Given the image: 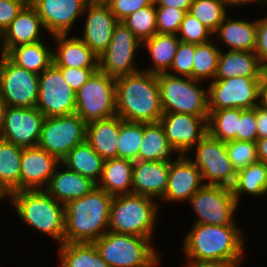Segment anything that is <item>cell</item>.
I'll use <instances>...</instances> for the list:
<instances>
[{"mask_svg": "<svg viewBox=\"0 0 267 267\" xmlns=\"http://www.w3.org/2000/svg\"><path fill=\"white\" fill-rule=\"evenodd\" d=\"M255 118L257 122L258 139L267 137V109L257 105L255 106Z\"/></svg>", "mask_w": 267, "mask_h": 267, "instance_id": "816d5d0a", "label": "cell"}, {"mask_svg": "<svg viewBox=\"0 0 267 267\" xmlns=\"http://www.w3.org/2000/svg\"><path fill=\"white\" fill-rule=\"evenodd\" d=\"M173 155L177 157L173 158ZM179 156V152L168 142L160 121L143 123V138L138 151V160L171 163Z\"/></svg>", "mask_w": 267, "mask_h": 267, "instance_id": "f1b7e54d", "label": "cell"}, {"mask_svg": "<svg viewBox=\"0 0 267 267\" xmlns=\"http://www.w3.org/2000/svg\"><path fill=\"white\" fill-rule=\"evenodd\" d=\"M44 32L45 28L36 9L32 5H25L0 35V54L6 55L19 45L42 41L46 37Z\"/></svg>", "mask_w": 267, "mask_h": 267, "instance_id": "7402d4cb", "label": "cell"}, {"mask_svg": "<svg viewBox=\"0 0 267 267\" xmlns=\"http://www.w3.org/2000/svg\"><path fill=\"white\" fill-rule=\"evenodd\" d=\"M133 163L123 158L104 160L97 187L112 196L132 194Z\"/></svg>", "mask_w": 267, "mask_h": 267, "instance_id": "f546056e", "label": "cell"}, {"mask_svg": "<svg viewBox=\"0 0 267 267\" xmlns=\"http://www.w3.org/2000/svg\"><path fill=\"white\" fill-rule=\"evenodd\" d=\"M141 47L142 42L133 32L118 22L107 49L98 57V70L114 78L140 71L135 57Z\"/></svg>", "mask_w": 267, "mask_h": 267, "instance_id": "4fadbf2b", "label": "cell"}, {"mask_svg": "<svg viewBox=\"0 0 267 267\" xmlns=\"http://www.w3.org/2000/svg\"><path fill=\"white\" fill-rule=\"evenodd\" d=\"M192 152L195 155L190 154ZM186 156L200 170L204 184L227 187L234 185L236 171L229 160L225 142L215 139L207 133Z\"/></svg>", "mask_w": 267, "mask_h": 267, "instance_id": "30bf717a", "label": "cell"}, {"mask_svg": "<svg viewBox=\"0 0 267 267\" xmlns=\"http://www.w3.org/2000/svg\"><path fill=\"white\" fill-rule=\"evenodd\" d=\"M86 123L116 115L115 78L97 70L76 92V111Z\"/></svg>", "mask_w": 267, "mask_h": 267, "instance_id": "ba28073f", "label": "cell"}, {"mask_svg": "<svg viewBox=\"0 0 267 267\" xmlns=\"http://www.w3.org/2000/svg\"><path fill=\"white\" fill-rule=\"evenodd\" d=\"M245 259L239 260V261H233V262H224V263H212V264H200L197 266H182V267H240L242 264V261Z\"/></svg>", "mask_w": 267, "mask_h": 267, "instance_id": "6f0895ef", "label": "cell"}, {"mask_svg": "<svg viewBox=\"0 0 267 267\" xmlns=\"http://www.w3.org/2000/svg\"><path fill=\"white\" fill-rule=\"evenodd\" d=\"M186 13L175 7H156L157 33L177 35Z\"/></svg>", "mask_w": 267, "mask_h": 267, "instance_id": "ee69618b", "label": "cell"}, {"mask_svg": "<svg viewBox=\"0 0 267 267\" xmlns=\"http://www.w3.org/2000/svg\"><path fill=\"white\" fill-rule=\"evenodd\" d=\"M262 77H231L208 83V111L224 108L253 109L258 105Z\"/></svg>", "mask_w": 267, "mask_h": 267, "instance_id": "5bb4252c", "label": "cell"}, {"mask_svg": "<svg viewBox=\"0 0 267 267\" xmlns=\"http://www.w3.org/2000/svg\"><path fill=\"white\" fill-rule=\"evenodd\" d=\"M257 129L255 107L253 109H241L236 140L256 142L258 140Z\"/></svg>", "mask_w": 267, "mask_h": 267, "instance_id": "bcb514c9", "label": "cell"}, {"mask_svg": "<svg viewBox=\"0 0 267 267\" xmlns=\"http://www.w3.org/2000/svg\"><path fill=\"white\" fill-rule=\"evenodd\" d=\"M84 15V30L79 38L99 57L107 49L119 21L105 2L89 1Z\"/></svg>", "mask_w": 267, "mask_h": 267, "instance_id": "d6986e66", "label": "cell"}, {"mask_svg": "<svg viewBox=\"0 0 267 267\" xmlns=\"http://www.w3.org/2000/svg\"><path fill=\"white\" fill-rule=\"evenodd\" d=\"M208 116L183 113H163L160 118L168 142L179 152L187 155L208 133Z\"/></svg>", "mask_w": 267, "mask_h": 267, "instance_id": "2e32d148", "label": "cell"}, {"mask_svg": "<svg viewBox=\"0 0 267 267\" xmlns=\"http://www.w3.org/2000/svg\"><path fill=\"white\" fill-rule=\"evenodd\" d=\"M141 41L151 38L157 33L156 6L151 5L138 9L122 21Z\"/></svg>", "mask_w": 267, "mask_h": 267, "instance_id": "60d3db41", "label": "cell"}, {"mask_svg": "<svg viewBox=\"0 0 267 267\" xmlns=\"http://www.w3.org/2000/svg\"><path fill=\"white\" fill-rule=\"evenodd\" d=\"M204 185L202 174L186 155H180L170 163L167 190L160 201L164 203L189 202ZM172 201V202H171Z\"/></svg>", "mask_w": 267, "mask_h": 267, "instance_id": "ffe728a7", "label": "cell"}, {"mask_svg": "<svg viewBox=\"0 0 267 267\" xmlns=\"http://www.w3.org/2000/svg\"><path fill=\"white\" fill-rule=\"evenodd\" d=\"M233 196L241 204V195L254 197L267 195V165L261 161L250 164L236 173V180L231 187Z\"/></svg>", "mask_w": 267, "mask_h": 267, "instance_id": "e575fe53", "label": "cell"}, {"mask_svg": "<svg viewBox=\"0 0 267 267\" xmlns=\"http://www.w3.org/2000/svg\"><path fill=\"white\" fill-rule=\"evenodd\" d=\"M214 38L226 44L229 51L254 52L257 36V19L248 21L246 19L225 17L213 34Z\"/></svg>", "mask_w": 267, "mask_h": 267, "instance_id": "484cf974", "label": "cell"}, {"mask_svg": "<svg viewBox=\"0 0 267 267\" xmlns=\"http://www.w3.org/2000/svg\"><path fill=\"white\" fill-rule=\"evenodd\" d=\"M116 115L124 121L158 122L163 115L157 74L140 70L115 78Z\"/></svg>", "mask_w": 267, "mask_h": 267, "instance_id": "7a4b0ae2", "label": "cell"}, {"mask_svg": "<svg viewBox=\"0 0 267 267\" xmlns=\"http://www.w3.org/2000/svg\"><path fill=\"white\" fill-rule=\"evenodd\" d=\"M88 2L89 0H38L32 6L41 18L48 33L46 35L50 34L51 37L57 34H70Z\"/></svg>", "mask_w": 267, "mask_h": 267, "instance_id": "ac0fdd59", "label": "cell"}, {"mask_svg": "<svg viewBox=\"0 0 267 267\" xmlns=\"http://www.w3.org/2000/svg\"><path fill=\"white\" fill-rule=\"evenodd\" d=\"M7 105L3 102V100L0 97V139H1V134L5 125V115L7 111Z\"/></svg>", "mask_w": 267, "mask_h": 267, "instance_id": "680465c9", "label": "cell"}, {"mask_svg": "<svg viewBox=\"0 0 267 267\" xmlns=\"http://www.w3.org/2000/svg\"><path fill=\"white\" fill-rule=\"evenodd\" d=\"M6 199L12 204L18 218L51 237L58 245L63 243L65 232V206L44 189L11 192Z\"/></svg>", "mask_w": 267, "mask_h": 267, "instance_id": "277c9868", "label": "cell"}, {"mask_svg": "<svg viewBox=\"0 0 267 267\" xmlns=\"http://www.w3.org/2000/svg\"><path fill=\"white\" fill-rule=\"evenodd\" d=\"M2 199H5L6 200V197L4 196V194L0 191V200Z\"/></svg>", "mask_w": 267, "mask_h": 267, "instance_id": "94428289", "label": "cell"}, {"mask_svg": "<svg viewBox=\"0 0 267 267\" xmlns=\"http://www.w3.org/2000/svg\"><path fill=\"white\" fill-rule=\"evenodd\" d=\"M37 1L38 0H23V2L25 3V5H33Z\"/></svg>", "mask_w": 267, "mask_h": 267, "instance_id": "91938a15", "label": "cell"}, {"mask_svg": "<svg viewBox=\"0 0 267 267\" xmlns=\"http://www.w3.org/2000/svg\"><path fill=\"white\" fill-rule=\"evenodd\" d=\"M225 2V4L227 5V7L230 9H233L234 8H239L241 7V5L245 6L246 4L249 5V4H258V5H262L264 4V0H223Z\"/></svg>", "mask_w": 267, "mask_h": 267, "instance_id": "9f6ffc18", "label": "cell"}, {"mask_svg": "<svg viewBox=\"0 0 267 267\" xmlns=\"http://www.w3.org/2000/svg\"><path fill=\"white\" fill-rule=\"evenodd\" d=\"M177 37L182 42L193 44H203L214 40L213 33L188 12L180 25Z\"/></svg>", "mask_w": 267, "mask_h": 267, "instance_id": "7bdbcfd3", "label": "cell"}, {"mask_svg": "<svg viewBox=\"0 0 267 267\" xmlns=\"http://www.w3.org/2000/svg\"><path fill=\"white\" fill-rule=\"evenodd\" d=\"M170 163L136 160L133 163L132 193L160 200L167 190Z\"/></svg>", "mask_w": 267, "mask_h": 267, "instance_id": "603a6c76", "label": "cell"}, {"mask_svg": "<svg viewBox=\"0 0 267 267\" xmlns=\"http://www.w3.org/2000/svg\"><path fill=\"white\" fill-rule=\"evenodd\" d=\"M36 108L45 117L68 115L76 111V92L67 84L54 63L39 74Z\"/></svg>", "mask_w": 267, "mask_h": 267, "instance_id": "9a60e30c", "label": "cell"}, {"mask_svg": "<svg viewBox=\"0 0 267 267\" xmlns=\"http://www.w3.org/2000/svg\"><path fill=\"white\" fill-rule=\"evenodd\" d=\"M155 200L133 193L113 196L108 231L153 239L159 216V204Z\"/></svg>", "mask_w": 267, "mask_h": 267, "instance_id": "5b68a950", "label": "cell"}, {"mask_svg": "<svg viewBox=\"0 0 267 267\" xmlns=\"http://www.w3.org/2000/svg\"><path fill=\"white\" fill-rule=\"evenodd\" d=\"M195 44L180 41L168 74L192 78Z\"/></svg>", "mask_w": 267, "mask_h": 267, "instance_id": "f6af8a7d", "label": "cell"}, {"mask_svg": "<svg viewBox=\"0 0 267 267\" xmlns=\"http://www.w3.org/2000/svg\"><path fill=\"white\" fill-rule=\"evenodd\" d=\"M193 0H154L156 7H175L186 12L189 11V8Z\"/></svg>", "mask_w": 267, "mask_h": 267, "instance_id": "f5cc1de1", "label": "cell"}, {"mask_svg": "<svg viewBox=\"0 0 267 267\" xmlns=\"http://www.w3.org/2000/svg\"><path fill=\"white\" fill-rule=\"evenodd\" d=\"M44 119L36 107H7L1 138L22 148L37 146Z\"/></svg>", "mask_w": 267, "mask_h": 267, "instance_id": "e0dca14e", "label": "cell"}, {"mask_svg": "<svg viewBox=\"0 0 267 267\" xmlns=\"http://www.w3.org/2000/svg\"><path fill=\"white\" fill-rule=\"evenodd\" d=\"M93 243L109 267H159L162 264V254L153 246V239L107 231Z\"/></svg>", "mask_w": 267, "mask_h": 267, "instance_id": "8992f818", "label": "cell"}, {"mask_svg": "<svg viewBox=\"0 0 267 267\" xmlns=\"http://www.w3.org/2000/svg\"><path fill=\"white\" fill-rule=\"evenodd\" d=\"M89 1H93V2H106L107 0H89Z\"/></svg>", "mask_w": 267, "mask_h": 267, "instance_id": "6125c7cd", "label": "cell"}, {"mask_svg": "<svg viewBox=\"0 0 267 267\" xmlns=\"http://www.w3.org/2000/svg\"><path fill=\"white\" fill-rule=\"evenodd\" d=\"M113 199L99 187L85 196L67 202L63 243H93L108 231Z\"/></svg>", "mask_w": 267, "mask_h": 267, "instance_id": "3957f363", "label": "cell"}, {"mask_svg": "<svg viewBox=\"0 0 267 267\" xmlns=\"http://www.w3.org/2000/svg\"><path fill=\"white\" fill-rule=\"evenodd\" d=\"M266 71L255 52L229 50L225 52L221 49L214 79H227L236 76L262 77Z\"/></svg>", "mask_w": 267, "mask_h": 267, "instance_id": "83f0119b", "label": "cell"}, {"mask_svg": "<svg viewBox=\"0 0 267 267\" xmlns=\"http://www.w3.org/2000/svg\"><path fill=\"white\" fill-rule=\"evenodd\" d=\"M180 39L177 35L156 33L151 38L142 42L143 48H147L151 59V65L143 68L153 74L167 73L170 70L173 58L179 46Z\"/></svg>", "mask_w": 267, "mask_h": 267, "instance_id": "1f68e13d", "label": "cell"}, {"mask_svg": "<svg viewBox=\"0 0 267 267\" xmlns=\"http://www.w3.org/2000/svg\"><path fill=\"white\" fill-rule=\"evenodd\" d=\"M225 146L236 173L258 161L256 142L230 140L225 142Z\"/></svg>", "mask_w": 267, "mask_h": 267, "instance_id": "b9f144b4", "label": "cell"}, {"mask_svg": "<svg viewBox=\"0 0 267 267\" xmlns=\"http://www.w3.org/2000/svg\"><path fill=\"white\" fill-rule=\"evenodd\" d=\"M208 112V134L223 142L236 140L241 108H224Z\"/></svg>", "mask_w": 267, "mask_h": 267, "instance_id": "8d00e7d4", "label": "cell"}, {"mask_svg": "<svg viewBox=\"0 0 267 267\" xmlns=\"http://www.w3.org/2000/svg\"><path fill=\"white\" fill-rule=\"evenodd\" d=\"M86 125L77 113L45 117L37 146L62 161L76 145L86 140Z\"/></svg>", "mask_w": 267, "mask_h": 267, "instance_id": "8fae6325", "label": "cell"}, {"mask_svg": "<svg viewBox=\"0 0 267 267\" xmlns=\"http://www.w3.org/2000/svg\"><path fill=\"white\" fill-rule=\"evenodd\" d=\"M218 45L212 40L203 44H195L192 79L201 82L208 80V83L214 80L221 51Z\"/></svg>", "mask_w": 267, "mask_h": 267, "instance_id": "74e56055", "label": "cell"}, {"mask_svg": "<svg viewBox=\"0 0 267 267\" xmlns=\"http://www.w3.org/2000/svg\"><path fill=\"white\" fill-rule=\"evenodd\" d=\"M223 0H193L188 13L196 17L213 34L229 13Z\"/></svg>", "mask_w": 267, "mask_h": 267, "instance_id": "f35d334b", "label": "cell"}, {"mask_svg": "<svg viewBox=\"0 0 267 267\" xmlns=\"http://www.w3.org/2000/svg\"><path fill=\"white\" fill-rule=\"evenodd\" d=\"M255 54L262 66L267 70V14L257 19V36Z\"/></svg>", "mask_w": 267, "mask_h": 267, "instance_id": "f907efd6", "label": "cell"}, {"mask_svg": "<svg viewBox=\"0 0 267 267\" xmlns=\"http://www.w3.org/2000/svg\"><path fill=\"white\" fill-rule=\"evenodd\" d=\"M60 163L56 156L38 146L23 148L20 191L45 189Z\"/></svg>", "mask_w": 267, "mask_h": 267, "instance_id": "44dd1931", "label": "cell"}, {"mask_svg": "<svg viewBox=\"0 0 267 267\" xmlns=\"http://www.w3.org/2000/svg\"><path fill=\"white\" fill-rule=\"evenodd\" d=\"M23 148L0 139V191L7 197L20 191L21 155Z\"/></svg>", "mask_w": 267, "mask_h": 267, "instance_id": "d6a6232c", "label": "cell"}, {"mask_svg": "<svg viewBox=\"0 0 267 267\" xmlns=\"http://www.w3.org/2000/svg\"><path fill=\"white\" fill-rule=\"evenodd\" d=\"M61 163L68 169L91 179L97 184L102 175L104 159L85 140L76 145L62 159Z\"/></svg>", "mask_w": 267, "mask_h": 267, "instance_id": "836d02e7", "label": "cell"}, {"mask_svg": "<svg viewBox=\"0 0 267 267\" xmlns=\"http://www.w3.org/2000/svg\"><path fill=\"white\" fill-rule=\"evenodd\" d=\"M95 187H97V184L91 179L68 169L60 163L44 190L56 201L65 205L69 201L85 196Z\"/></svg>", "mask_w": 267, "mask_h": 267, "instance_id": "d4e9b609", "label": "cell"}, {"mask_svg": "<svg viewBox=\"0 0 267 267\" xmlns=\"http://www.w3.org/2000/svg\"><path fill=\"white\" fill-rule=\"evenodd\" d=\"M143 138V123L124 121L120 118L118 158L138 160V151Z\"/></svg>", "mask_w": 267, "mask_h": 267, "instance_id": "ab89813d", "label": "cell"}, {"mask_svg": "<svg viewBox=\"0 0 267 267\" xmlns=\"http://www.w3.org/2000/svg\"><path fill=\"white\" fill-rule=\"evenodd\" d=\"M157 81L163 113L208 116V88L201 81L168 73L157 74Z\"/></svg>", "mask_w": 267, "mask_h": 267, "instance_id": "52a82bcc", "label": "cell"}, {"mask_svg": "<svg viewBox=\"0 0 267 267\" xmlns=\"http://www.w3.org/2000/svg\"><path fill=\"white\" fill-rule=\"evenodd\" d=\"M6 56L17 66L39 75L53 63V46L42 40L16 46Z\"/></svg>", "mask_w": 267, "mask_h": 267, "instance_id": "4dcf8cb0", "label": "cell"}, {"mask_svg": "<svg viewBox=\"0 0 267 267\" xmlns=\"http://www.w3.org/2000/svg\"><path fill=\"white\" fill-rule=\"evenodd\" d=\"M258 105L267 109V71L260 80Z\"/></svg>", "mask_w": 267, "mask_h": 267, "instance_id": "db71d44e", "label": "cell"}, {"mask_svg": "<svg viewBox=\"0 0 267 267\" xmlns=\"http://www.w3.org/2000/svg\"><path fill=\"white\" fill-rule=\"evenodd\" d=\"M256 144L258 161H261L267 165V137L258 139Z\"/></svg>", "mask_w": 267, "mask_h": 267, "instance_id": "11a10c76", "label": "cell"}, {"mask_svg": "<svg viewBox=\"0 0 267 267\" xmlns=\"http://www.w3.org/2000/svg\"><path fill=\"white\" fill-rule=\"evenodd\" d=\"M153 2L154 0H107L105 3L115 18L122 22L138 9L151 5Z\"/></svg>", "mask_w": 267, "mask_h": 267, "instance_id": "7dc6e473", "label": "cell"}, {"mask_svg": "<svg viewBox=\"0 0 267 267\" xmlns=\"http://www.w3.org/2000/svg\"><path fill=\"white\" fill-rule=\"evenodd\" d=\"M67 84L77 92L98 68L58 67Z\"/></svg>", "mask_w": 267, "mask_h": 267, "instance_id": "c3c4849f", "label": "cell"}, {"mask_svg": "<svg viewBox=\"0 0 267 267\" xmlns=\"http://www.w3.org/2000/svg\"><path fill=\"white\" fill-rule=\"evenodd\" d=\"M39 75L17 66L0 54V97L8 107H36Z\"/></svg>", "mask_w": 267, "mask_h": 267, "instance_id": "7c38bea8", "label": "cell"}, {"mask_svg": "<svg viewBox=\"0 0 267 267\" xmlns=\"http://www.w3.org/2000/svg\"><path fill=\"white\" fill-rule=\"evenodd\" d=\"M120 117L96 120L86 125V141L104 160L118 158Z\"/></svg>", "mask_w": 267, "mask_h": 267, "instance_id": "4316f807", "label": "cell"}, {"mask_svg": "<svg viewBox=\"0 0 267 267\" xmlns=\"http://www.w3.org/2000/svg\"><path fill=\"white\" fill-rule=\"evenodd\" d=\"M187 204L197 215L194 223L208 225L237 224L239 204L232 188L222 185L204 184Z\"/></svg>", "mask_w": 267, "mask_h": 267, "instance_id": "9c48e42d", "label": "cell"}, {"mask_svg": "<svg viewBox=\"0 0 267 267\" xmlns=\"http://www.w3.org/2000/svg\"><path fill=\"white\" fill-rule=\"evenodd\" d=\"M51 37L53 63L57 67L98 68V57L78 36L57 34Z\"/></svg>", "mask_w": 267, "mask_h": 267, "instance_id": "cb8c5ba5", "label": "cell"}, {"mask_svg": "<svg viewBox=\"0 0 267 267\" xmlns=\"http://www.w3.org/2000/svg\"><path fill=\"white\" fill-rule=\"evenodd\" d=\"M183 238L185 264L233 262L244 259L246 238L237 224L208 225L193 223ZM187 261V262H186Z\"/></svg>", "mask_w": 267, "mask_h": 267, "instance_id": "6da1fadb", "label": "cell"}, {"mask_svg": "<svg viewBox=\"0 0 267 267\" xmlns=\"http://www.w3.org/2000/svg\"><path fill=\"white\" fill-rule=\"evenodd\" d=\"M58 246L59 267H109L94 243H62Z\"/></svg>", "mask_w": 267, "mask_h": 267, "instance_id": "d590c367", "label": "cell"}, {"mask_svg": "<svg viewBox=\"0 0 267 267\" xmlns=\"http://www.w3.org/2000/svg\"><path fill=\"white\" fill-rule=\"evenodd\" d=\"M24 6L23 0H0V35Z\"/></svg>", "mask_w": 267, "mask_h": 267, "instance_id": "681fc988", "label": "cell"}]
</instances>
